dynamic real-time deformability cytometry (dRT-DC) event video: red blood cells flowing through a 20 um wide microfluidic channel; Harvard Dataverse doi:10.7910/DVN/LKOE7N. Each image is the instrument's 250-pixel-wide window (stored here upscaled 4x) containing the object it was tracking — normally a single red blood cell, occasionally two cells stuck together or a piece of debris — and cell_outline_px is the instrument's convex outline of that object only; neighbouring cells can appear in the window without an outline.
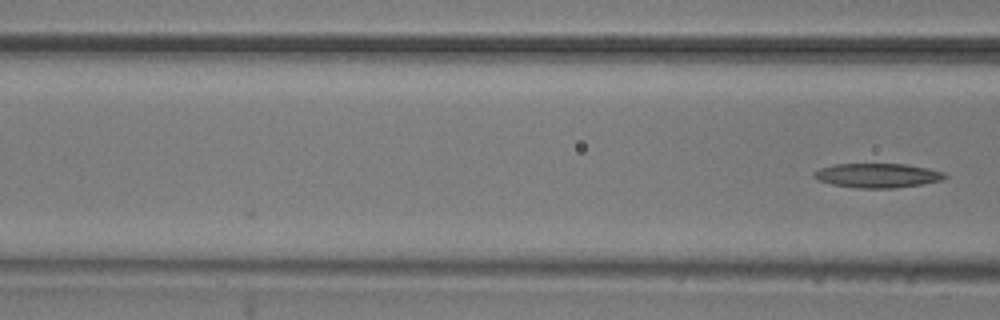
{"species": "common noctule bat (a hibernating species)", "species_latin": "Nyctalus noctula", "temperature_condition": "room temperature", "stored_images_in_passage": 4, "camera_frame_rate_fps": 3000, "um_per_image_px": 0.085, "animal": {"sex": "male", "body_mass_g": 20.5, "forearm_length_mm": 52.5}, "frame": {"image": 1, "passage_image": 4, "time_ms": 4.333, "image_size_px": [1000, 320], "cell_outline_px": [[948, 176], [940, 180], [920, 184], [896, 188], [856, 188], [832, 184], [820, 180], [812, 176], [812, 172], [820, 168], [832, 164], [908, 164], [928, 168], [944, 172]], "centroid_in_image_um": [74.56, 14.91], "position_along_channel_um": 92.0, "area_um2": 18.55}}